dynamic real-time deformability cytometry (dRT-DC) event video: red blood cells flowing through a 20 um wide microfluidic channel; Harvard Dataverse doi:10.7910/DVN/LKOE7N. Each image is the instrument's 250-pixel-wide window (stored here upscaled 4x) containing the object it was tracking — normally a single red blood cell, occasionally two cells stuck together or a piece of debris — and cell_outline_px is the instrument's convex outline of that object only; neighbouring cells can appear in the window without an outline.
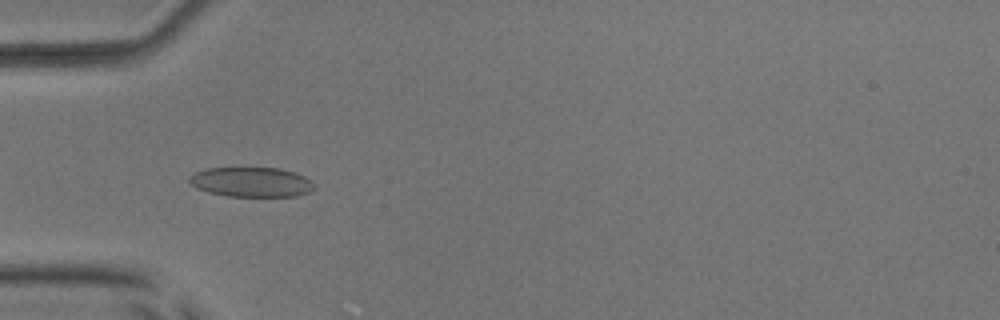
{"species": "common noctule bat (a hibernating species)", "species_latin": "Nyctalus noctula", "temperature_condition": "room temperature", "stored_images_in_passage": 7, "camera_frame_rate_fps": 3000, "um_per_image_px": 0.085, "animal": {"sex": "male", "body_mass_g": 17.9, "forearm_length_mm": 54.2}, "frame": {"image": 1, "passage_image": 4, "time_ms": 3.667, "image_size_px": [1000, 320], "cell_outline_px": [[316, 188], [308, 192], [296, 196], [228, 196], [208, 192], [196, 188], [188, 180], [188, 176], [204, 168], [280, 168], [304, 176], [312, 180], [316, 184]], "centroid_in_image_um": [21.37, 15.47], "position_along_channel_um": 63.6, "area_um2": 21.73}}
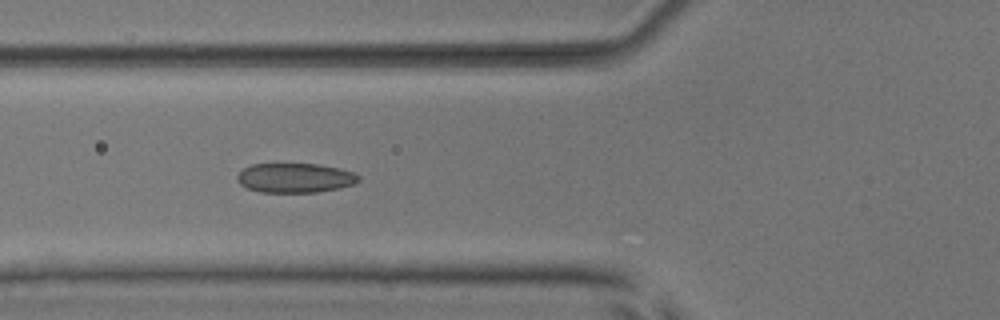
{"frame": {"image": 2, "passage_image": 5, "time_ms": 4.667, "image_size_px": [1000, 320], "cell_outline_px": [[360, 180], [356, 184], [340, 188], [316, 192], [260, 192], [248, 188], [240, 184], [236, 180], [236, 176], [244, 168], [252, 164], [320, 164], [340, 168], [352, 172], [360, 176]], "centroid_in_image_um": [25.1, 15.12], "position_along_channel_um": 100.7, "area_um2": 20.98}}
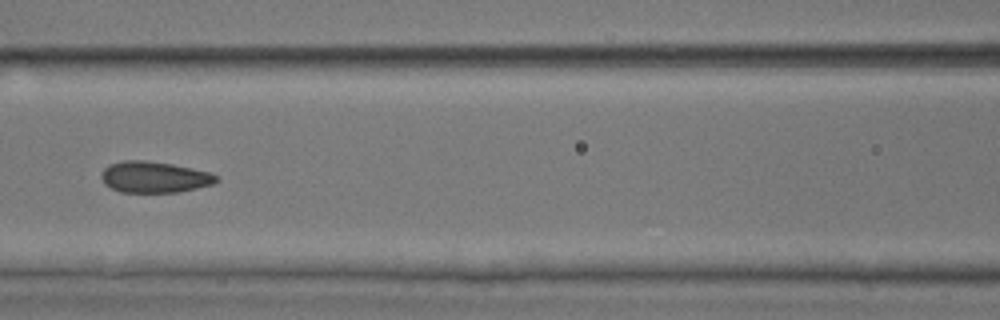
{"frame": {"image": 3, "passage_image": 6, "time_ms": 6.0, "image_size_px": [1000, 320], "cell_outline_px": [[220, 180], [212, 184], [180, 192], [120, 192], [104, 184], [100, 176], [104, 168], [108, 164], [124, 160], [144, 160], [172, 164], [212, 172], [220, 176]], "centroid_in_image_um": [13.14, 15.04], "position_along_channel_um": 153.5, "area_um2": 21.15}}